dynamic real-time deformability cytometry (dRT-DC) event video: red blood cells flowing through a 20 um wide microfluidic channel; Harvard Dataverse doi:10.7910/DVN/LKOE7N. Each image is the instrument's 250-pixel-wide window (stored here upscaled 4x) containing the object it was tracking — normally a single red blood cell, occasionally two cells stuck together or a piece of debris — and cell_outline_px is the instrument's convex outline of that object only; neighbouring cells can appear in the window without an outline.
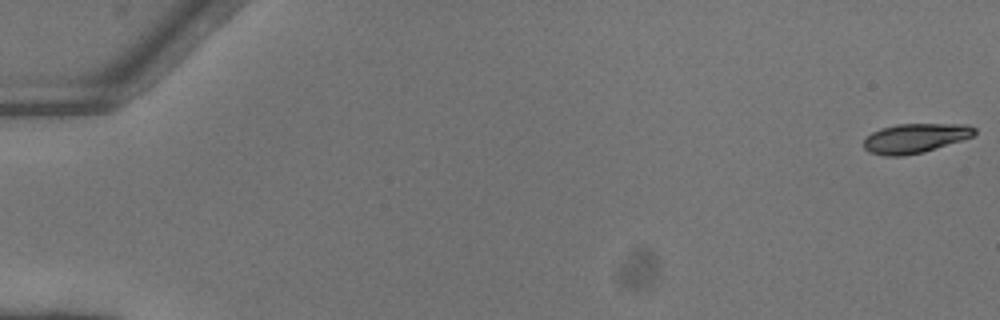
{"species": "common noctule bat (a hibernating species)", "species_latin": "Nyctalus noctula", "temperature_condition": "warm", "stored_images_in_passage": 52, "camera_frame_rate_fps": 3000, "um_per_image_px": 0.085, "animal": {"sex": "female"}, "frame": {"image": 1, "passage_image": 1, "time_ms": 0.0, "image_size_px": [1000, 320], "cell_outline_px": [[976, 132], [972, 136], [924, 152], [900, 156], [888, 156], [868, 152], [864, 148], [864, 140], [872, 132], [880, 128], [896, 124], [968, 124], [976, 128]], "centroid_in_image_um": [77.77, 11.74], "position_along_channel_um": 7.2, "area_um2": 18.9}}
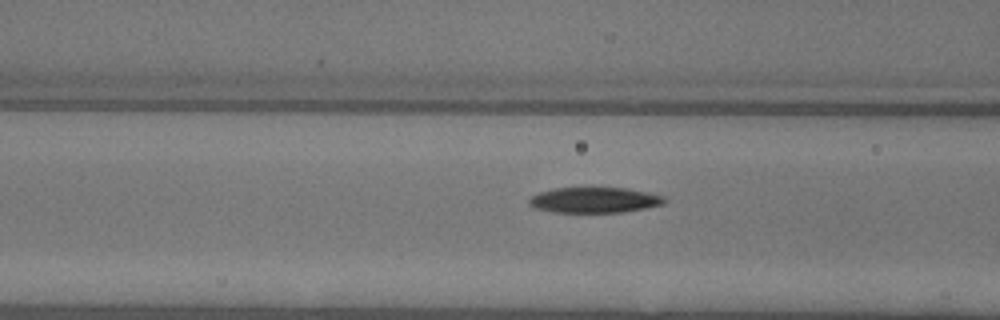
{"frame": {"image": 2, "passage_image": 22, "time_ms": 7.0, "image_size_px": [1000, 320], "cell_outline_px": [[664, 204], [644, 208], [620, 212], [552, 212], [536, 208], [528, 204], [528, 200], [532, 196], [540, 192], [556, 188], [624, 188], [648, 192], [664, 196]], "centroid_in_image_um": [50.51, 17.0], "position_along_channel_um": 116.1, "area_um2": 19.88}}
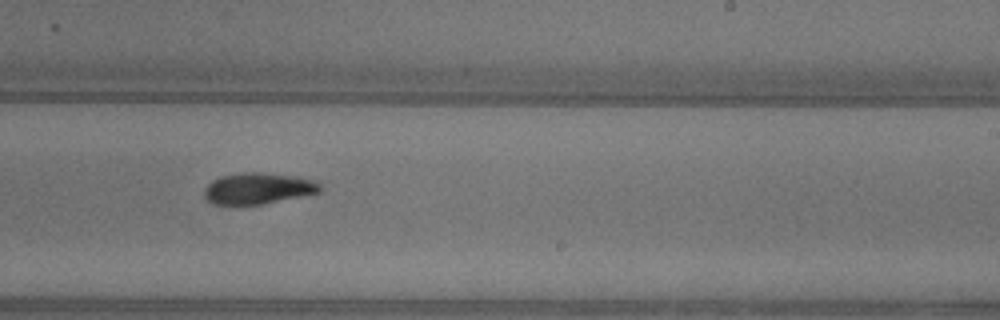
{"frame": {"image": 3, "passage_image": 33, "time_ms": 10.667, "image_size_px": [1000, 320], "cell_outline_px": [[320, 192], [260, 204], [216, 204], [208, 200], [204, 196], [204, 192], [208, 184], [212, 180], [220, 176], [244, 172], [260, 172], [296, 176], [312, 180], [320, 184]], "centroid_in_image_um": [21.91, 16.0], "position_along_channel_um": 267.1, "area_um2": 20.69}, "authors_computed_cell_mechanics": {"area_um2": 20.4901, "velocity_mm_per_s": 4.12, "shape_relaxation_time_tau1_ms": 5.2946, "shape_relaxation_time_tau2_ms": 5.2313, "deformation_change_tau1": 0.1754, "deformation_change_tau2": 0.1062}}